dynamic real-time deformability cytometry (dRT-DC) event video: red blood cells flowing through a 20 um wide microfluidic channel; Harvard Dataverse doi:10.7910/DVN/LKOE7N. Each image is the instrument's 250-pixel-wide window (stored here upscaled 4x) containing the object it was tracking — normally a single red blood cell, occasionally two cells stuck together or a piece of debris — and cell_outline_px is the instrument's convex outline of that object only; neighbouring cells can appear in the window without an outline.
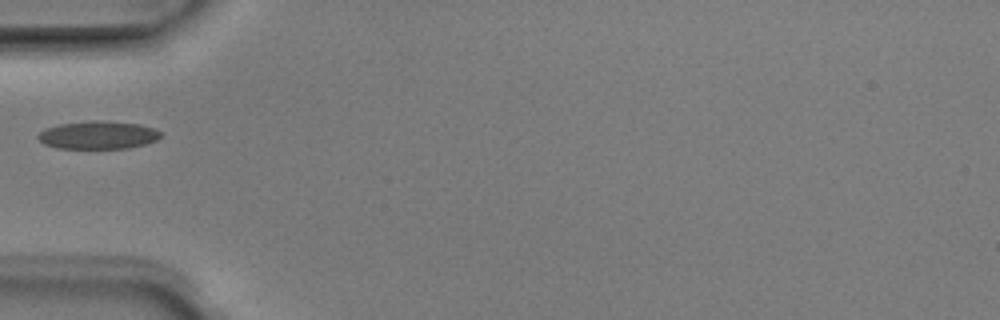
{"species": "Egyptian fruit bat (a non-hibernating species)", "species_latin": "Rousettus aegyptiacus", "temperature_condition": "room temperature", "stored_images_in_passage": 5, "camera_frame_rate_fps": 3000, "um_per_image_px": 0.085, "animal": {"sex": "male"}, "frame": {"image": 1, "passage_image": 5, "time_ms": 1.333, "image_size_px": [1000, 320], "cell_outline_px": [[160, 136], [156, 140], [144, 144], [128, 148], [56, 148], [44, 144], [36, 136], [44, 128], [60, 124], [96, 120], [100, 120], [140, 124], [156, 128], [160, 132]], "centroid_in_image_um": [8.33, 11.47], "position_along_channel_um": 76.7, "area_um2": 19.94}}